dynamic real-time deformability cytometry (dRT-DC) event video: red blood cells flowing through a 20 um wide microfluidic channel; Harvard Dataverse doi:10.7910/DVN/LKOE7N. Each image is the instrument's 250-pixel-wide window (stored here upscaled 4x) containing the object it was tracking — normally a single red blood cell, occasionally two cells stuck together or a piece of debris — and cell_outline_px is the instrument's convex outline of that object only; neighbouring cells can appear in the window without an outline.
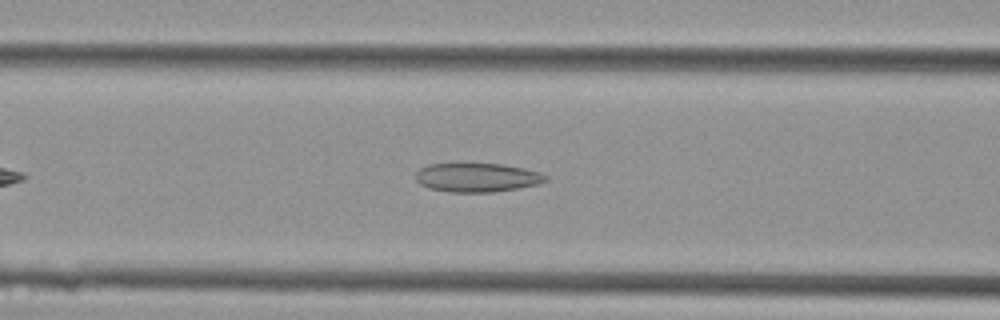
{"species": "Egyptian fruit bat (a non-hibernating species)", "species_latin": "Rousettus aegyptiacus", "temperature_condition": "cold", "stored_images_in_passage": 36, "camera_frame_rate_fps": 3000, "um_per_image_px": 0.085, "animal": {"sex": "female"}, "frame": {"image": 1, "passage_image": 9, "time_ms": 2.667, "image_size_px": [1000, 320], "cell_outline_px": [[548, 180], [536, 184], [516, 188], [492, 192], [448, 192], [428, 188], [420, 184], [416, 180], [416, 172], [420, 168], [428, 164], [452, 160], [460, 160], [504, 164], [524, 168], [540, 172], [548, 176]], "centroid_in_image_um": [40.47, 15.02], "position_along_channel_um": 126.1, "area_um2": 23.06}}
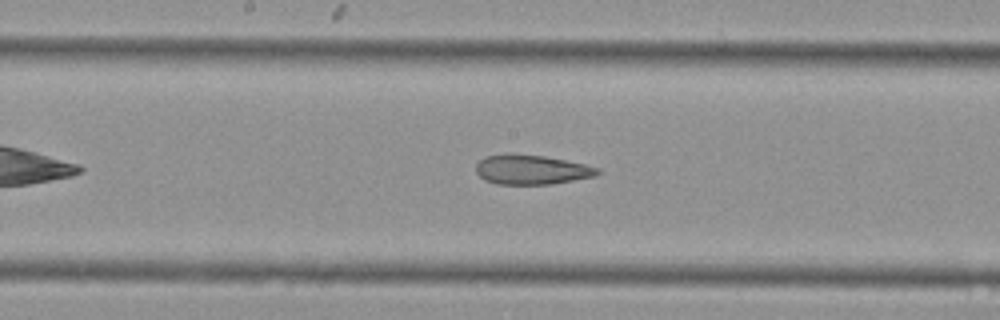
{"frame": {"image": 2, "passage_image": 14, "time_ms": 4.333, "image_size_px": [1000, 320], "cell_outline_px": [[600, 172], [596, 176], [552, 184], [496, 184], [484, 180], [476, 172], [476, 164], [484, 156], [508, 152], [512, 152], [544, 156], [584, 164], [600, 168]], "centroid_in_image_um": [45.14, 14.4], "position_along_channel_um": 203.1, "area_um2": 21.27}}
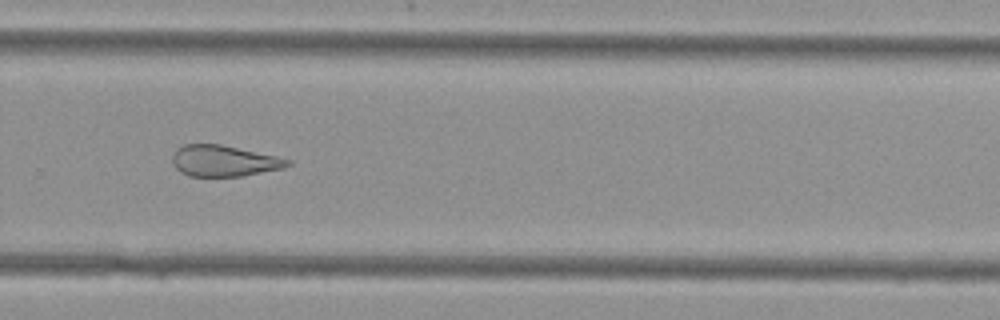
{"frame": {"image": 3, "passage_image": 21, "time_ms": 6.667, "image_size_px": [1000, 320], "cell_outline_px": [[292, 164], [284, 168], [240, 176], [188, 176], [180, 172], [172, 164], [172, 156], [176, 148], [184, 144], [220, 144], [276, 156], [292, 160]], "centroid_in_image_um": [19.01, 13.67], "position_along_channel_um": 310.8, "area_um2": 20.92}}